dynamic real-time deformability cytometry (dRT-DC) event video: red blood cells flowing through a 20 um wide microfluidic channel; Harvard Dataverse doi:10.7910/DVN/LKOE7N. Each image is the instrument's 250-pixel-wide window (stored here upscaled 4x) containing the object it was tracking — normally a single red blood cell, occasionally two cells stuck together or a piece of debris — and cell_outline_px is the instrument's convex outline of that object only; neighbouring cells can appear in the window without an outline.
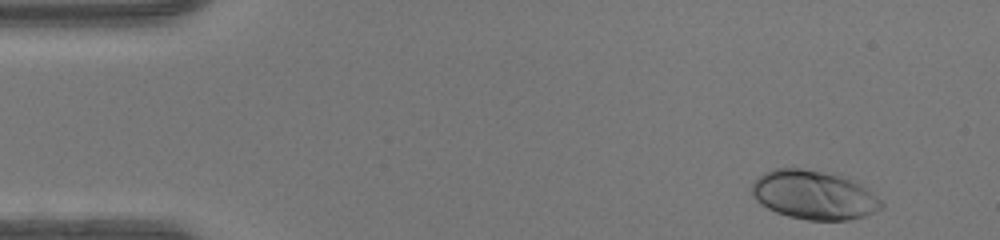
{"species": "human", "species_latin": "Homo sapiens", "temperature_condition": "warm", "stored_images_in_passage": 45, "camera_frame_rate_fps": 3000, "um_per_image_px": 0.085, "donor": {"sex": "female"}, "frame": {"image": 1, "passage_image": 2, "time_ms": 0.333, "image_size_px": [1000, 240], "cell_outline_px": [[884, 208], [864, 216], [848, 220], [808, 220], [788, 216], [776, 212], [760, 204], [752, 196], [752, 184], [764, 172], [776, 168], [800, 168], [848, 176], [876, 196], [884, 204]], "centroid_in_image_um": [69.18, 16.57], "position_along_channel_um": 15.8, "area_um2": 36.93}}
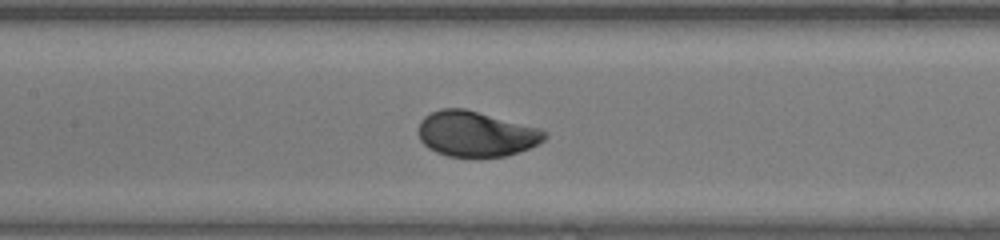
{"frame": {"image": 2, "passage_image": 20, "time_ms": 6.333, "image_size_px": [1000, 240], "cell_outline_px": [[548, 136], [540, 144], [520, 152], [504, 156], [448, 156], [436, 152], [428, 148], [420, 140], [416, 132], [420, 120], [424, 116], [440, 108], [464, 108], [540, 128], [548, 132]], "centroid_in_image_um": [40.46, 11.37], "position_along_channel_um": 166.9, "area_um2": 33.64}}
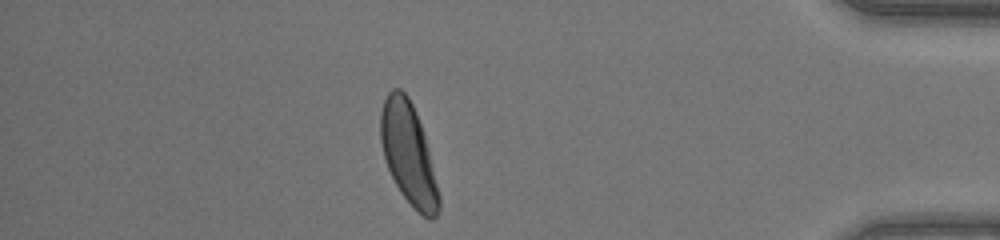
{"frame": {"image": 3, "passage_image": 39, "time_ms": 12.667, "image_size_px": [1000, 240], "cell_outline_px": [[440, 208], [436, 216], [432, 220], [428, 220], [400, 192], [388, 168], [384, 156], [380, 140], [380, 112], [384, 100], [388, 92], [392, 88], [400, 88], [408, 96], [416, 112], [424, 136], [440, 196]], "centroid_in_image_um": [34.7, 13.04], "position_along_channel_um": 400.5, "area_um2": 33.81}, "authors_computed_cell_mechanics": {"area_um2": 33.3506, "velocity_mm_per_s": 4.3815, "shape_relaxation_time_tau1_ms": 1.7882, "shape_relaxation_time_tau2_ms": null, "deformation_change_tau1": 0.162, "deformation_change_tau2": null}}